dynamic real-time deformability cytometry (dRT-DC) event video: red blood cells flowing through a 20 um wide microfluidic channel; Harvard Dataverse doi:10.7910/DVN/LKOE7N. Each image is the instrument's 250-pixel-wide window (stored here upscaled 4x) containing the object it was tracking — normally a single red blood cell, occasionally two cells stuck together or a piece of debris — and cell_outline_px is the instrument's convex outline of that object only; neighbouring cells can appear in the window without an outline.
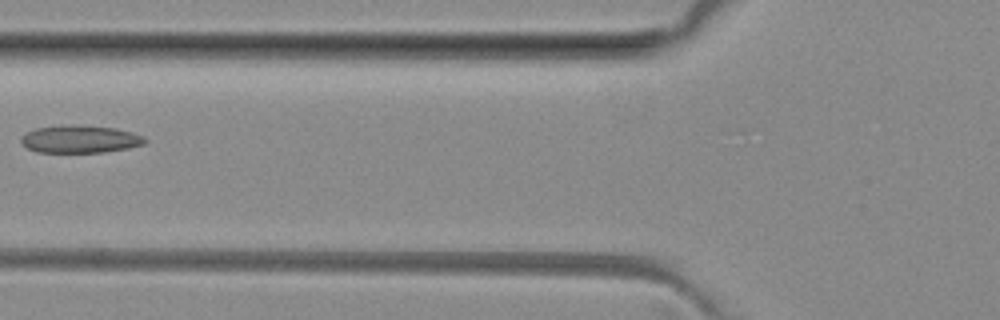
{"species": "common noctule bat (a hibernating species)", "species_latin": "Nyctalus noctula", "temperature_condition": "room temperature", "stored_images_in_passage": 7, "camera_frame_rate_fps": 3000, "um_per_image_px": 0.085, "animal": {"sex": "female", "body_mass_g": 29.2, "forearm_length_mm": 56.3}, "frame": {"image": 1, "passage_image": 6, "time_ms": 5.667, "image_size_px": [1000, 320], "cell_outline_px": [[148, 140], [144, 144], [128, 148], [104, 152], [36, 152], [28, 148], [20, 140], [20, 136], [36, 128], [60, 124], [76, 124], [116, 128], [132, 132], [144, 136]], "centroid_in_image_um": [6.81, 11.81], "position_along_channel_um": 119.0, "area_um2": 20.17}}
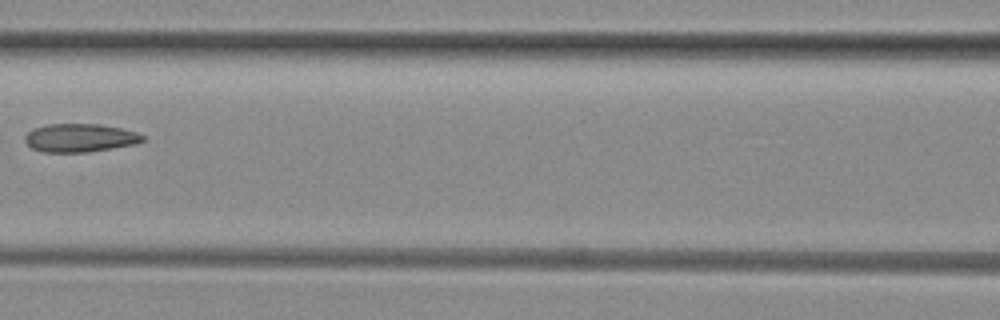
{"frame": {"image": 2, "passage_image": 7, "time_ms": 6.667, "image_size_px": [1000, 320], "cell_outline_px": [[144, 140], [136, 144], [88, 152], [40, 152], [32, 148], [24, 140], [24, 136], [32, 128], [48, 124], [100, 124], [120, 128], [136, 132], [144, 136]], "centroid_in_image_um": [6.77, 11.72], "position_along_channel_um": 159.8, "area_um2": 19.48}}